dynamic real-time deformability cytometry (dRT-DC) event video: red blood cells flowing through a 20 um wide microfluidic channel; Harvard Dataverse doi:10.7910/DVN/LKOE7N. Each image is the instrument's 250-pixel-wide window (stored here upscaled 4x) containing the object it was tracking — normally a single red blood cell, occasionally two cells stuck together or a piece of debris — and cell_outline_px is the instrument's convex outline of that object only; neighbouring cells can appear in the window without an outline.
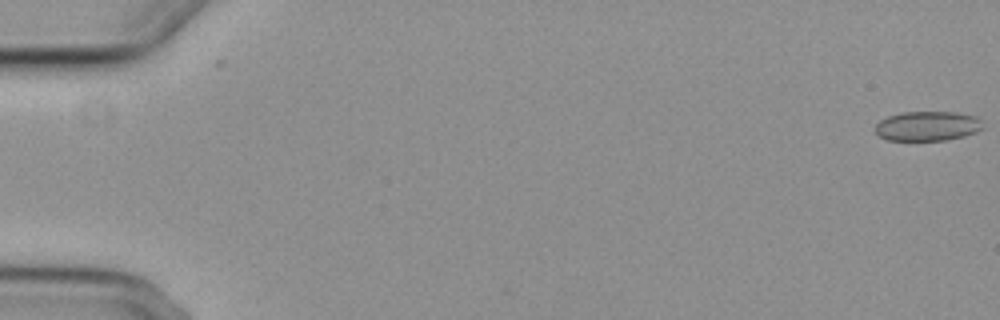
{"species": "common noctule bat (a hibernating species)", "species_latin": "Nyctalus noctula", "temperature_condition": "cold", "stored_images_in_passage": 5, "camera_frame_rate_fps": 3000, "um_per_image_px": 0.085, "animal": {"sex": "female", "body_mass_g": 29.2, "forearm_length_mm": 56.3}, "frame": {"image": 1, "passage_image": 1, "time_ms": 0.0, "image_size_px": [1000, 320], "cell_outline_px": [[984, 128], [976, 132], [964, 136], [948, 140], [888, 140], [880, 136], [876, 132], [876, 124], [880, 120], [888, 116], [904, 112], [956, 112], [976, 116], [980, 120]], "centroid_in_image_um": [78.86, 10.71], "position_along_channel_um": 6.1, "area_um2": 18.55}}
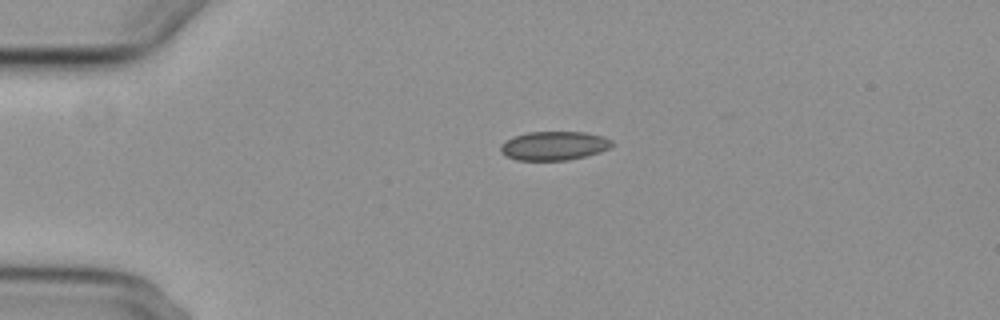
{"frame": {"image": 2, "passage_image": 4, "time_ms": 4.333, "image_size_px": [1000, 320], "cell_outline_px": [[612, 144], [608, 148], [600, 152], [568, 160], [516, 160], [500, 152], [500, 144], [504, 140], [528, 132], [584, 132], [604, 136], [612, 140]], "centroid_in_image_um": [47.07, 12.38], "position_along_channel_um": 37.9, "area_um2": 18.67}}